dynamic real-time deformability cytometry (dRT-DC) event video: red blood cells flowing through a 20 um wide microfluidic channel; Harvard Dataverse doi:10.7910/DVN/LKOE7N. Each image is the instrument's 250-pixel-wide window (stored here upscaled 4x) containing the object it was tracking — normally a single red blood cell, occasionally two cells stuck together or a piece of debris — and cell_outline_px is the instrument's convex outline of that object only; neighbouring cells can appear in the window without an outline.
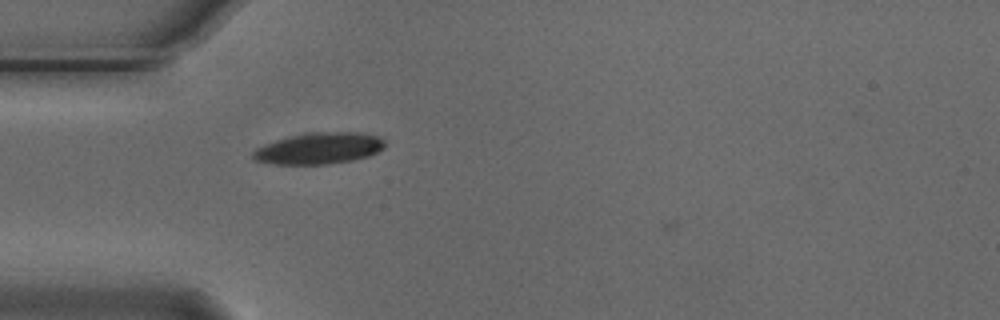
{"species": "Egyptian fruit bat (a non-hibernating species)", "species_latin": "Rousettus aegyptiacus", "temperature_condition": "cold", "stored_images_in_passage": 2, "camera_frame_rate_fps": 3000, "um_per_image_px": 0.085, "animal": {"sex": "male"}, "frame": {"image": 1, "passage_image": 2, "time_ms": 0.333, "image_size_px": [1000, 320], "cell_outline_px": [[384, 148], [368, 156], [352, 160], [328, 164], [276, 164], [252, 160], [252, 152], [256, 148], [264, 144], [288, 136], [304, 132], [360, 132], [380, 136], [384, 140]], "centroid_in_image_um": [27.1, 12.59], "position_along_channel_um": 57.9, "area_um2": 24.33}}